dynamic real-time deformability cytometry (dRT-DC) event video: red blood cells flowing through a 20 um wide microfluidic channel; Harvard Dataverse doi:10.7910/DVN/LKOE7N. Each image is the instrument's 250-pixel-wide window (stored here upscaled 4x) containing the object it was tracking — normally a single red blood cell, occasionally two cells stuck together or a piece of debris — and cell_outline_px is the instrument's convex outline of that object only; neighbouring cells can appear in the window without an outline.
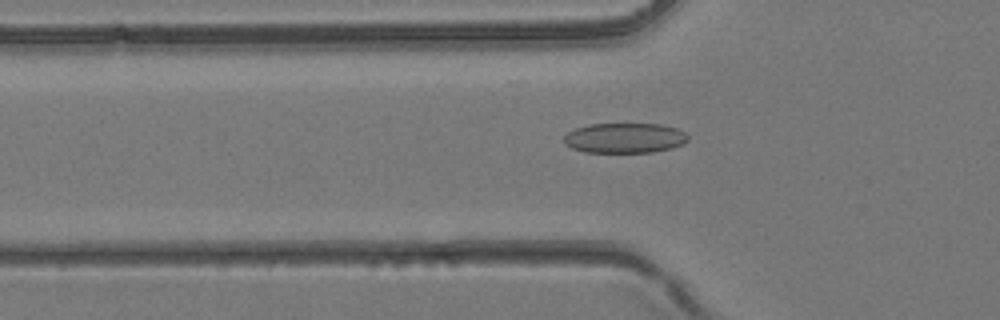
{"species": "common noctule bat (a hibernating species)", "species_latin": "Nyctalus noctula", "temperature_condition": "room temperature", "stored_images_in_passage": 37, "camera_frame_rate_fps": 3000, "um_per_image_px": 0.085, "animal": {"sex": "female", "body_mass_g": 24.6, "forearm_length_mm": 56.2}, "frame": {"image": 1, "passage_image": 9, "time_ms": 2.667, "image_size_px": [1000, 320], "cell_outline_px": [[688, 140], [684, 144], [672, 148], [652, 152], [584, 152], [572, 148], [564, 144], [564, 136], [568, 132], [576, 128], [588, 124], [660, 124], [676, 128], [684, 132], [688, 136]], "centroid_in_image_um": [53.09, 11.73], "position_along_channel_um": 72.7, "area_um2": 21.79}}
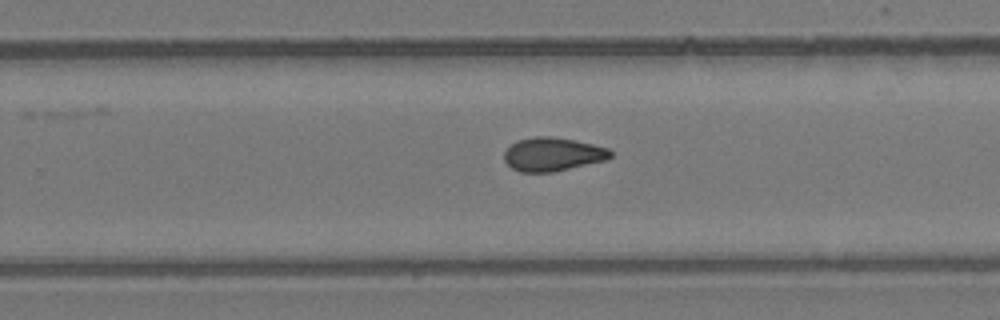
{"frame": {"image": 2, "passage_image": 22, "time_ms": 7.0, "image_size_px": [1000, 320], "cell_outline_px": [[612, 156], [608, 160], [552, 172], [520, 172], [512, 168], [504, 160], [504, 152], [516, 140], [536, 136], [548, 136], [572, 140], [592, 144], [608, 148], [612, 152]], "centroid_in_image_um": [46.98, 13.12], "position_along_channel_um": 282.8, "area_um2": 20.75}}
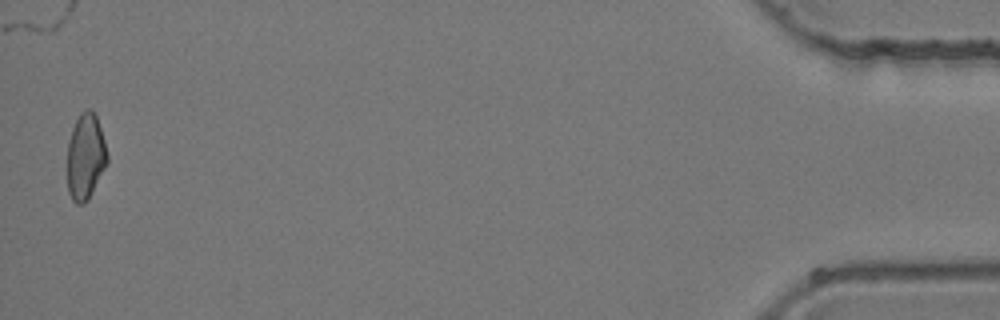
{"frame": {"image": 3, "passage_image": 37, "time_ms": 12.0, "image_size_px": [1000, 320], "cell_outline_px": [[108, 160], [88, 200], [84, 204], [76, 204], [72, 200], [68, 192], [68, 140], [72, 128], [80, 112], [88, 108], [92, 108], [96, 116], [104, 140], [108, 156]], "centroid_in_image_um": [7.26, 13.3], "position_along_channel_um": 427.9, "area_um2": 19.94}}